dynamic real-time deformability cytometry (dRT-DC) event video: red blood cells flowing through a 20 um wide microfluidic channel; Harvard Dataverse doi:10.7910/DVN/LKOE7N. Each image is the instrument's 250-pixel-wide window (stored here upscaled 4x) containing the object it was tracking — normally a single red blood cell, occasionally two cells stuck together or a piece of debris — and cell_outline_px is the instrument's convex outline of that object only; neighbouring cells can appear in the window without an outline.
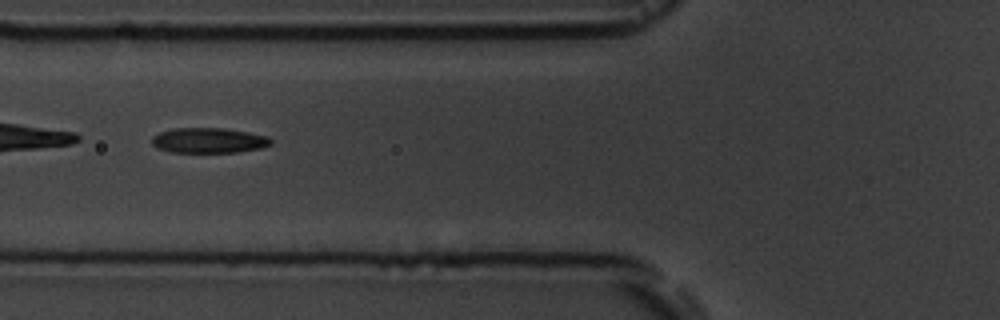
{"species": "common noctule bat (a hibernating species)", "species_latin": "Nyctalus noctula", "temperature_condition": "room temperature", "stored_images_in_passage": 4, "camera_frame_rate_fps": 3000, "um_per_image_px": 0.085, "animal": {"sex": "male", "body_mass_g": 19.5, "forearm_length_mm": 54.6}, "frame": {"image": 1, "passage_image": 2, "time_ms": 1.333, "image_size_px": [1000, 320], "cell_outline_px": [[272, 144], [264, 148], [236, 152], [168, 152], [156, 148], [152, 144], [152, 136], [160, 132], [172, 128], [224, 128], [248, 132], [268, 136], [272, 140]], "centroid_in_image_um": [17.75, 11.94], "position_along_channel_um": 108.1, "area_um2": 17.69}}
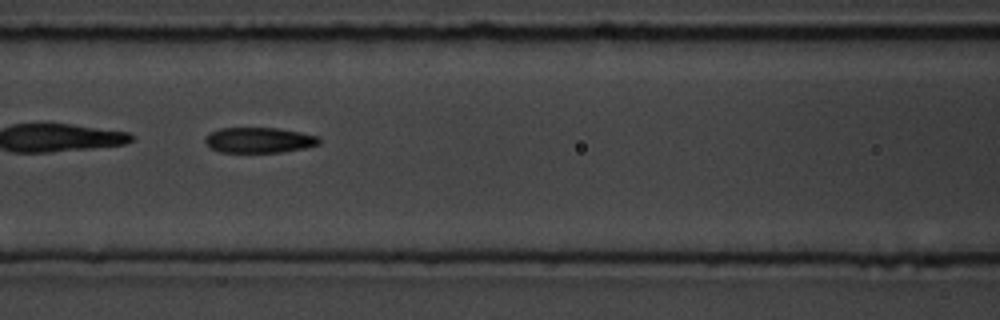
{"frame": {"image": 2, "passage_image": 3, "time_ms": 2.333, "image_size_px": [1000, 320], "cell_outline_px": [[320, 144], [304, 148], [280, 152], [220, 152], [204, 144], [204, 140], [212, 132], [220, 128], [276, 128], [300, 132], [320, 136]], "centroid_in_image_um": [22.04, 11.91], "position_along_channel_um": 144.6, "area_um2": 16.82}}